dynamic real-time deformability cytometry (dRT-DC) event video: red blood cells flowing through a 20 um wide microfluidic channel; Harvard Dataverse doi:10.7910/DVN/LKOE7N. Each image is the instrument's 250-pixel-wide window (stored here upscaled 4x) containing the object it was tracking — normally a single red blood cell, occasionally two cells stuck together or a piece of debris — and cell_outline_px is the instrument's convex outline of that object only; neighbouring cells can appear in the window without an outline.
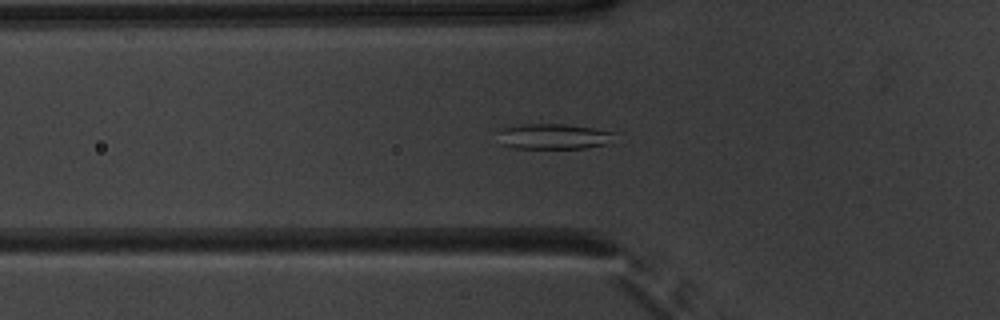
{"species": "common noctule bat (a hibernating species)", "species_latin": "Nyctalus noctula", "temperature_condition": "warm", "stored_images_in_passage": 51, "camera_frame_rate_fps": 3000, "um_per_image_px": 0.085, "animal": {"sex": "male", "body_mass_g": 20.1, "forearm_length_mm": 53.5}, "frame": {"image": 1, "passage_image": 17, "time_ms": 5.333, "image_size_px": [1000, 320], "cell_outline_px": [[616, 132], [608, 144], [584, 148], [512, 148], [500, 144], [496, 128], [508, 124], [564, 124], [592, 128]], "centroid_in_image_um": [46.92, 11.58], "position_along_channel_um": 78.9, "area_um2": 17.74}}
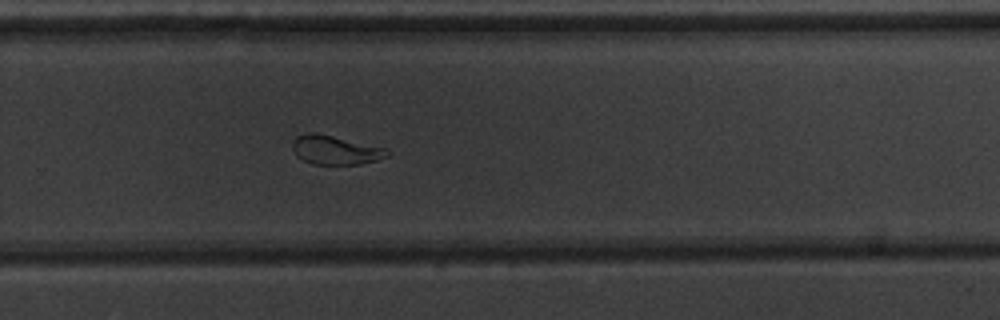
{"frame": {"image": 2, "passage_image": 34, "time_ms": 11.0, "image_size_px": [1000, 320], "cell_outline_px": [[392, 152], [388, 156], [376, 160], [360, 164], [312, 164], [296, 156], [292, 148], [292, 140], [296, 136], [308, 132], [316, 132], [388, 148]], "centroid_in_image_um": [28.51, 12.74], "position_along_channel_um": 301.3, "area_um2": 16.24}}
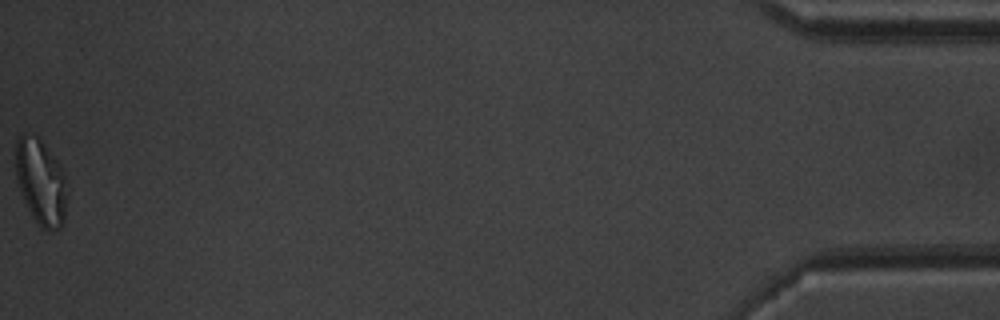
{"frame": {"image": 3, "passage_image": 51, "time_ms": 16.667, "image_size_px": [1000, 320], "cell_outline_px": [[68, 196], [64, 224], [60, 228], [48, 232], [40, 228], [28, 208], [24, 200], [16, 176], [16, 140], [24, 132], [40, 136], [60, 164], [64, 172]], "centroid_in_image_um": [3.51, 15.46], "position_along_channel_um": 431.7, "area_um2": 26.3}, "authors_computed_cell_mechanics": {"area_um2": 19.8254, "velocity_mm_per_s": 3.9228, "shape_relaxation_time_tau1_ms": 10.5481, "shape_relaxation_time_tau2_ms": 1.027, "deformation_change_tau1": 0.2704, "deformation_change_tau2": 0.056}}